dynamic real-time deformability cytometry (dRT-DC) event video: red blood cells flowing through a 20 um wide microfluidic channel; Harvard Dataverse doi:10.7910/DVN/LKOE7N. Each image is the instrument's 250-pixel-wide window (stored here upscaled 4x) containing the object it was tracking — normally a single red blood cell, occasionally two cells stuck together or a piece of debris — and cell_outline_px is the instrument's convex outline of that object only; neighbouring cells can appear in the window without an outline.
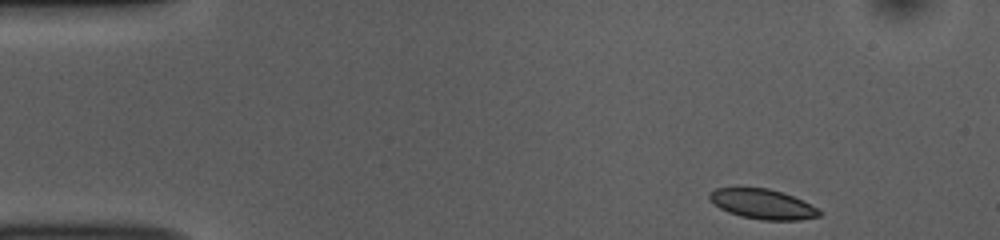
{"species": "common noctule bat (a hibernating species)", "species_latin": "Nyctalus noctula", "temperature_condition": "room temperature", "stored_images_in_passage": 48, "camera_frame_rate_fps": 3000, "um_per_image_px": 0.085, "animal": {"sex": "female", "body_mass_g": 10.0, "forearm_length_mm": 53.1}, "frame": {"image": 1, "passage_image": 1, "time_ms": 0.0, "image_size_px": [1000, 240], "cell_outline_px": [[820, 216], [800, 220], [760, 220], [740, 216], [728, 212], [720, 208], [708, 196], [708, 192], [716, 188], [768, 188], [792, 196], [816, 208], [820, 212]], "centroid_in_image_um": [64.78, 17.35], "position_along_channel_um": 20.2, "area_um2": 18.79}}
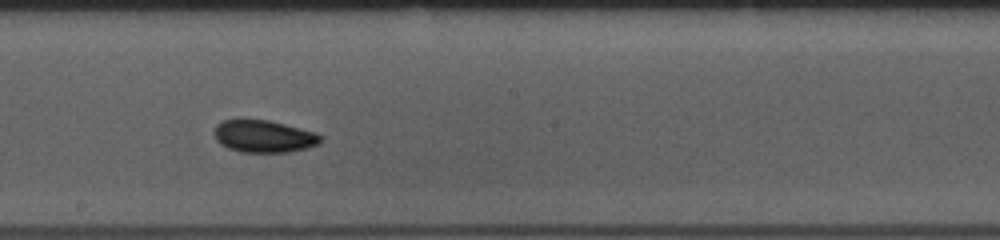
{"frame": {"image": 2, "passage_image": 24, "time_ms": 7.667, "image_size_px": [1000, 240], "cell_outline_px": [[320, 144], [308, 148], [288, 152], [240, 152], [228, 148], [220, 144], [216, 140], [216, 124], [224, 120], [268, 120], [316, 132], [320, 136]], "centroid_in_image_um": [22.44, 11.6], "position_along_channel_um": 225.8, "area_um2": 19.83}}
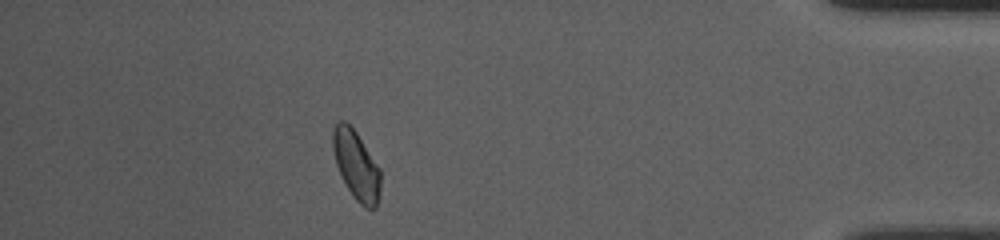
{"frame": {"image": 3, "passage_image": 42, "time_ms": 13.667, "image_size_px": [1000, 240], "cell_outline_px": [[380, 192], [376, 208], [364, 208], [352, 196], [340, 176], [336, 164], [332, 148], [332, 132], [336, 124], [340, 120], [344, 120], [356, 132], [380, 168]], "centroid_in_image_um": [30.27, 14.07], "position_along_channel_um": 404.9, "area_um2": 19.25}, "authors_computed_cell_mechanics": {"area_um2": 19.4786, "velocity_mm_per_s": 3.7637, "shape_relaxation_time_tau1_ms": 3.9388, "shape_relaxation_time_tau2_ms": 3.5634, "deformation_change_tau1": 0.0835, "deformation_change_tau2": 0.0589}}